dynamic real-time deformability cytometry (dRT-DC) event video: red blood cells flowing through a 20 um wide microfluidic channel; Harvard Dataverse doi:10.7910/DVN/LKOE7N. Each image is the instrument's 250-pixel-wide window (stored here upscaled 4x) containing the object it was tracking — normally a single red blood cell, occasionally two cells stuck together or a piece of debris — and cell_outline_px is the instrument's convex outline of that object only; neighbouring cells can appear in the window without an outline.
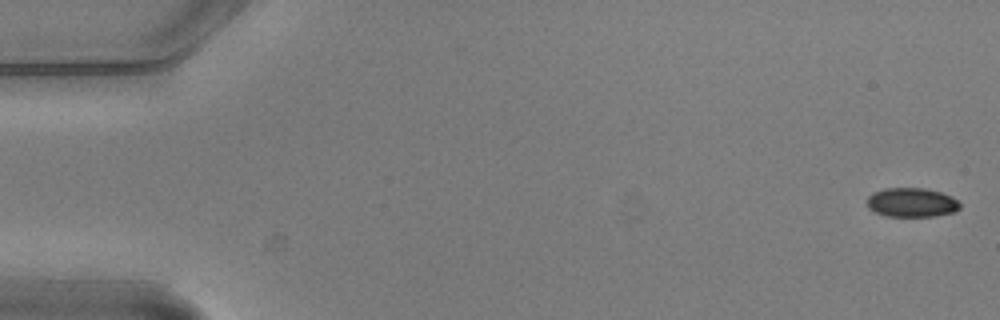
{"species": "common noctule bat (a hibernating species)", "species_latin": "Nyctalus noctula", "temperature_condition": "warm", "stored_images_in_passage": 4, "camera_frame_rate_fps": 3000, "um_per_image_px": 0.085, "animal": {"sex": "male", "body_mass_g": 20.5, "forearm_length_mm": 52.5}, "frame": {"image": 1, "passage_image": 1, "time_ms": 0.0, "image_size_px": [1000, 320], "cell_outline_px": [[960, 208], [956, 212], [936, 216], [884, 216], [868, 208], [868, 196], [872, 192], [884, 188], [924, 188], [940, 192], [952, 196], [960, 204]], "centroid_in_image_um": [77.5, 17.21], "position_along_channel_um": 7.5, "area_um2": 15.9}}
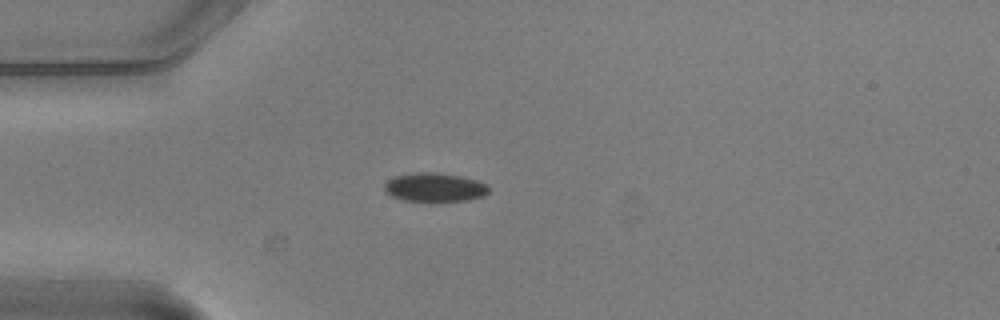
{"frame": {"image": 2, "passage_image": 4, "time_ms": 1.0, "image_size_px": [1000, 320], "cell_outline_px": [[488, 192], [484, 196], [468, 200], [400, 200], [384, 192], [384, 184], [388, 180], [396, 176], [416, 172], [436, 172], [460, 176], [476, 180], [488, 184]], "centroid_in_image_um": [36.93, 15.91], "position_along_channel_um": 48.1, "area_um2": 17.34}}